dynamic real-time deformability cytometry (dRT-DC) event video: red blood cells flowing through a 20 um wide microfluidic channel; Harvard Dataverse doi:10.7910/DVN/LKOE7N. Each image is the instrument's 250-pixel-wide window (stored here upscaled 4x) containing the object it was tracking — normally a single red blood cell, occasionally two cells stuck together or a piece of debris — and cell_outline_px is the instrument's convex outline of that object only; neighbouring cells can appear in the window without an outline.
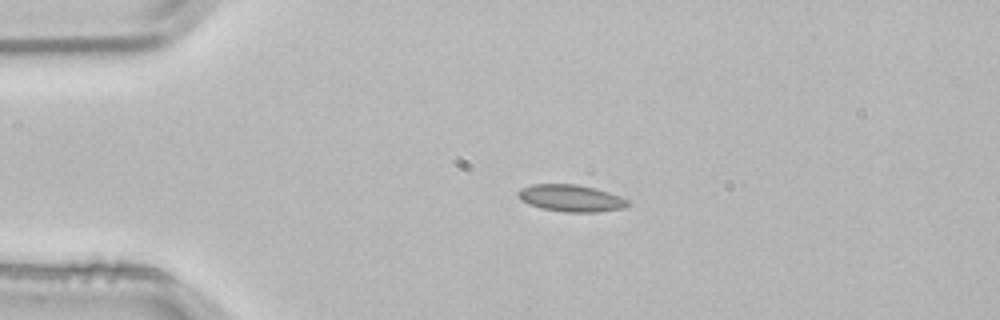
{"species": "common noctule bat (a hibernating species)", "species_latin": "Nyctalus noctula", "temperature_condition": "room temperature", "stored_images_in_passage": 2, "camera_frame_rate_fps": 3000, "um_per_image_px": 0.085, "animal": {"sex": "male", "body_mass_g": 21.5, "forearm_length_mm": 52.0}, "frame": {"image": 1, "passage_image": 1, "time_ms": 0.0, "image_size_px": [1000, 320], "cell_outline_px": [[628, 204], [624, 208], [596, 212], [564, 212], [540, 208], [528, 204], [520, 200], [516, 196], [516, 192], [520, 188], [532, 184], [576, 184], [596, 188], [620, 196], [628, 200]], "centroid_in_image_um": [48.47, 16.84], "position_along_channel_um": 36.5, "area_um2": 17.4}}